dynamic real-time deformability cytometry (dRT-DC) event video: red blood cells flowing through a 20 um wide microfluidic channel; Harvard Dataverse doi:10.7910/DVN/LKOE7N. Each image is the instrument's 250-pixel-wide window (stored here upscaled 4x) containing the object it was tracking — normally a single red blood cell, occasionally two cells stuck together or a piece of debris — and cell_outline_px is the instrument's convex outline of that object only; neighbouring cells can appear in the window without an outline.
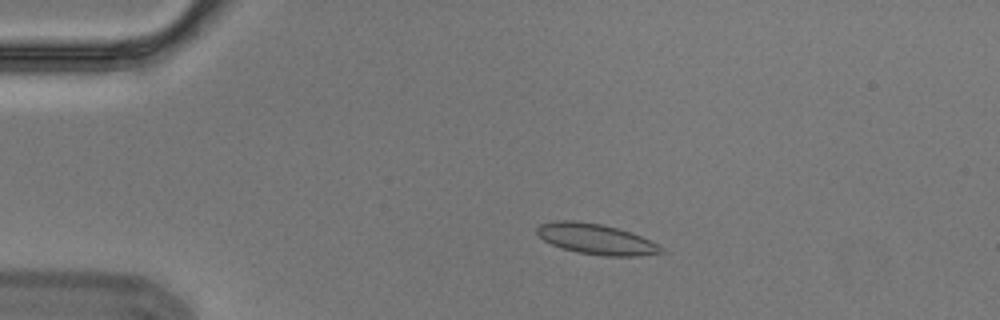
{"species": "Egyptian fruit bat (a non-hibernating species)", "species_latin": "Rousettus aegyptiacus", "temperature_condition": "cold", "stored_images_in_passage": 4, "camera_frame_rate_fps": 3000, "um_per_image_px": 0.085, "animal": {"sex": "male"}, "frame": {"image": 1, "passage_image": 2, "time_ms": 0.333, "image_size_px": [1000, 320], "cell_outline_px": [[664, 252], [640, 256], [604, 256], [576, 252], [560, 248], [544, 240], [536, 232], [536, 228], [540, 224], [556, 220], [572, 220], [600, 224], [632, 232], [660, 244], [664, 248]], "centroid_in_image_um": [50.69, 20.33], "position_along_channel_um": 34.3, "area_um2": 22.25}}
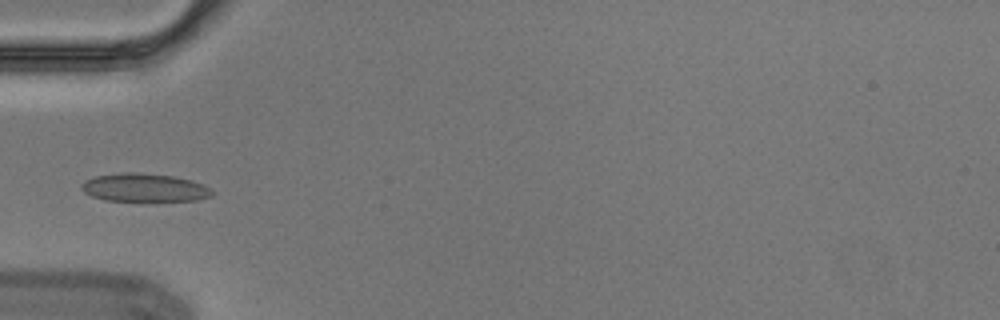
{"frame": {"image": 2, "passage_image": 4, "time_ms": 1.0, "image_size_px": [1000, 320], "cell_outline_px": [[216, 192], [212, 196], [196, 200], [104, 200], [92, 196], [84, 192], [80, 188], [80, 184], [84, 180], [96, 176], [124, 172], [136, 172], [172, 176], [192, 180], [204, 184], [212, 188]], "centroid_in_image_um": [12.29, 15.94], "position_along_channel_um": 72.7, "area_um2": 21.5}}